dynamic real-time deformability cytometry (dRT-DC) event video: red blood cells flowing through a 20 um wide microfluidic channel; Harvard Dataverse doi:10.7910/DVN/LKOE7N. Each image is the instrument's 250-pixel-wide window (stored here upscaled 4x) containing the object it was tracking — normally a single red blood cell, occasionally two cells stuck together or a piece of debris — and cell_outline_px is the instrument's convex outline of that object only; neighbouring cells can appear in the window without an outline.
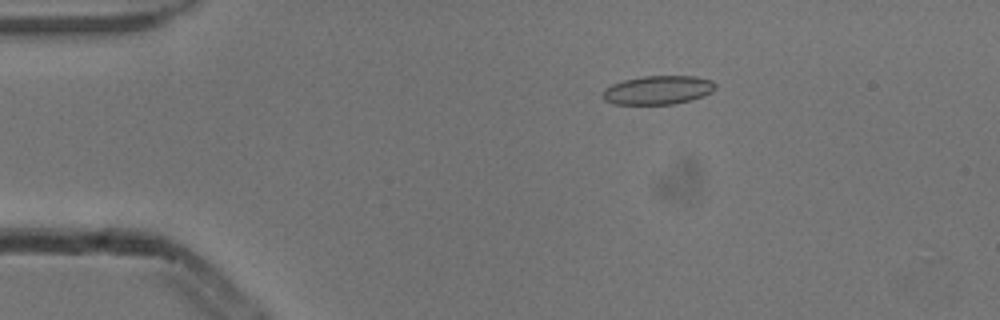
{"species": "common noctule bat (a hibernating species)", "species_latin": "Nyctalus noctula", "temperature_condition": "cold", "stored_images_in_passage": 4, "camera_frame_rate_fps": 3000, "um_per_image_px": 0.085, "animal": {"sex": "male", "body_mass_g": 13.3}, "frame": {"image": 1, "passage_image": 3, "time_ms": 0.667, "image_size_px": [1000, 320], "cell_outline_px": [[716, 88], [712, 92], [704, 96], [692, 100], [672, 104], [612, 104], [604, 100], [604, 88], [612, 84], [624, 80], [644, 76], [696, 76], [712, 80], [716, 84]], "centroid_in_image_um": [55.96, 7.65], "position_along_channel_um": 29.0, "area_um2": 18.96}}